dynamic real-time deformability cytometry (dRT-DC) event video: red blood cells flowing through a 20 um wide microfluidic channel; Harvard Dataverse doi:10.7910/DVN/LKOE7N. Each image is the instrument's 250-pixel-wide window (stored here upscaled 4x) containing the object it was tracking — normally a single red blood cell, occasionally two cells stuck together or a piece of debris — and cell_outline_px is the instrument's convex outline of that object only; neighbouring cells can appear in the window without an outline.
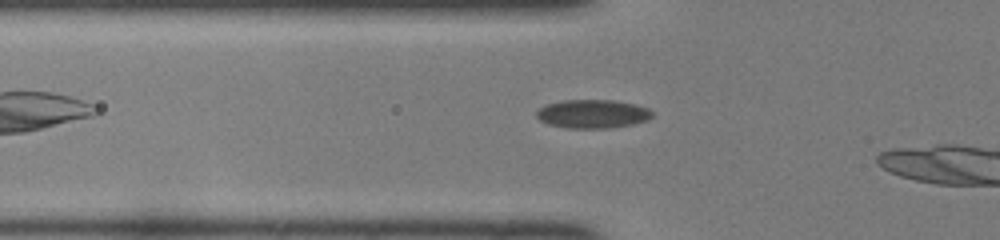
{"species": "common noctule bat (a hibernating species)", "species_latin": "Nyctalus noctula", "temperature_condition": "room temperature", "stored_images_in_passage": 19, "camera_frame_rate_fps": 3000, "um_per_image_px": 0.085, "animal": {"sex": "female", "body_mass_g": 22.0, "forearm_length_mm": 56.7}, "frame": {"image": 1, "passage_image": 7, "time_ms": 2.0, "image_size_px": [1000, 240], "cell_outline_px": [[652, 116], [648, 120], [632, 124], [608, 128], [568, 128], [548, 124], [540, 120], [536, 116], [536, 112], [540, 108], [548, 104], [564, 100], [616, 100], [636, 104], [648, 108], [652, 112]], "centroid_in_image_um": [50.39, 9.68], "position_along_channel_um": 75.4, "area_um2": 19.25}}
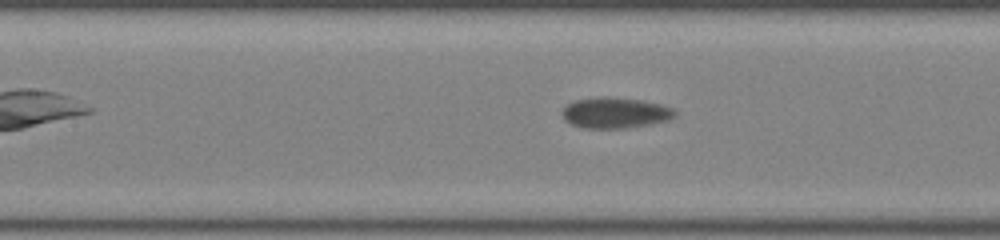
{"frame": {"image": 2, "passage_image": 13, "time_ms": 4.0, "image_size_px": [1000, 240], "cell_outline_px": [[676, 116], [668, 120], [628, 128], [584, 128], [572, 124], [564, 120], [560, 112], [568, 104], [576, 100], [600, 96], [608, 96], [640, 100], [660, 104], [672, 108], [676, 112]], "centroid_in_image_um": [52.27, 9.58], "position_along_channel_um": 155.1, "area_um2": 20.23}}
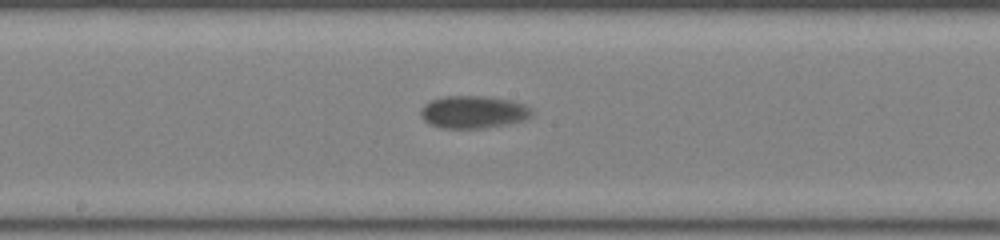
{"frame": {"image": 3, "passage_image": 17, "time_ms": 5.333, "image_size_px": [1000, 240], "cell_outline_px": [[532, 112], [528, 116], [520, 120], [484, 128], [444, 128], [428, 124], [424, 120], [420, 112], [424, 104], [432, 100], [444, 96], [484, 96], [508, 100], [524, 104]], "centroid_in_image_um": [40.14, 9.51], "position_along_channel_um": 208.1, "area_um2": 20.52}}